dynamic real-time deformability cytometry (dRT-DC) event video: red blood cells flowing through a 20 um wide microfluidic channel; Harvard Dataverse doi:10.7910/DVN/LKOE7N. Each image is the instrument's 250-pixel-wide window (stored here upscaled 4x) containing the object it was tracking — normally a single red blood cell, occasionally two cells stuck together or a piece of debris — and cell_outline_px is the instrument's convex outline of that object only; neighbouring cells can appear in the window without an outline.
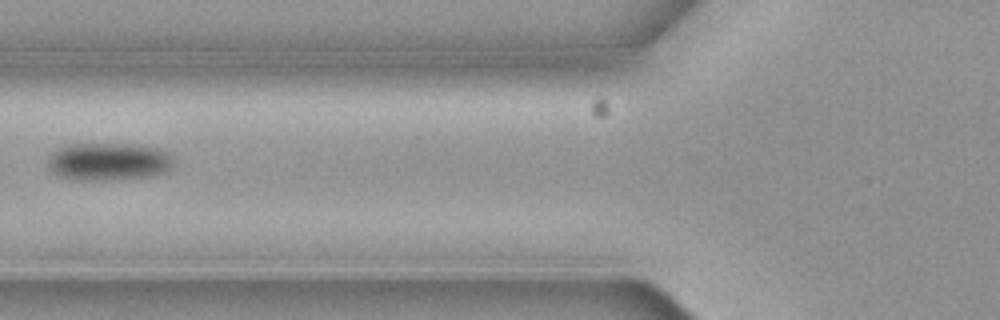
{"species": "common noctule bat (a hibernating species)", "species_latin": "Nyctalus noctula", "temperature_condition": "cold", "stored_images_in_passage": 4, "camera_frame_rate_fps": 3000, "um_per_image_px": 0.085, "animal": {"sex": "female", "body_mass_g": 19.3, "forearm_length_mm": 54.1}, "frame": {"image": 1, "passage_image": 3, "time_ms": 0.667, "image_size_px": [1000, 320], "cell_outline_px": [[172, 168], [168, 172], [148, 176], [104, 180], [72, 180], [60, 176], [52, 172], [48, 164], [48, 156], [56, 148], [68, 144], [128, 144], [160, 148], [168, 152], [172, 156]], "centroid_in_image_um": [9.21, 13.73], "position_along_channel_um": 116.6, "area_um2": 27.86}}
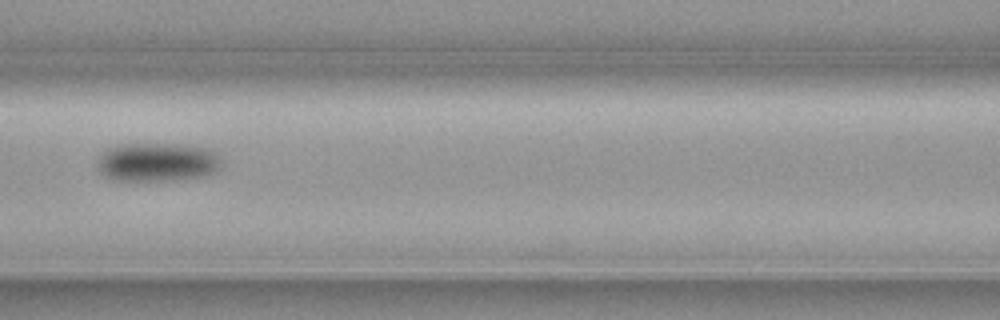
{"frame": {"image": 2, "passage_image": 4, "time_ms": 1.0, "image_size_px": [1000, 320], "cell_outline_px": [[220, 164], [212, 172], [204, 176], [168, 180], [112, 180], [104, 176], [96, 168], [100, 152], [104, 148], [120, 144], [180, 144], [204, 148], [216, 152]], "centroid_in_image_um": [13.25, 13.76], "position_along_channel_um": 153.3, "area_um2": 27.98}}